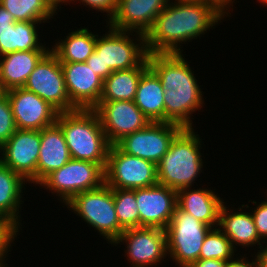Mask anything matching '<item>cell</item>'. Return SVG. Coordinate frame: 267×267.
I'll return each mask as SVG.
<instances>
[{
    "mask_svg": "<svg viewBox=\"0 0 267 267\" xmlns=\"http://www.w3.org/2000/svg\"><path fill=\"white\" fill-rule=\"evenodd\" d=\"M41 23L45 22L18 21L0 27V56L15 51L50 50L49 45L40 42L37 27Z\"/></svg>",
    "mask_w": 267,
    "mask_h": 267,
    "instance_id": "d4e9b609",
    "label": "cell"
},
{
    "mask_svg": "<svg viewBox=\"0 0 267 267\" xmlns=\"http://www.w3.org/2000/svg\"><path fill=\"white\" fill-rule=\"evenodd\" d=\"M121 242L127 244L124 252L127 261L132 263L129 267H157L168 256L165 229L157 227L126 229L113 246L120 245Z\"/></svg>",
    "mask_w": 267,
    "mask_h": 267,
    "instance_id": "8fae6325",
    "label": "cell"
},
{
    "mask_svg": "<svg viewBox=\"0 0 267 267\" xmlns=\"http://www.w3.org/2000/svg\"><path fill=\"white\" fill-rule=\"evenodd\" d=\"M258 1H259V3L261 2L260 4H262V5L263 4H265V6L267 5V0H258Z\"/></svg>",
    "mask_w": 267,
    "mask_h": 267,
    "instance_id": "ee69618b",
    "label": "cell"
},
{
    "mask_svg": "<svg viewBox=\"0 0 267 267\" xmlns=\"http://www.w3.org/2000/svg\"><path fill=\"white\" fill-rule=\"evenodd\" d=\"M40 138L37 185L52 171L60 169L71 159L63 131L57 123L40 130Z\"/></svg>",
    "mask_w": 267,
    "mask_h": 267,
    "instance_id": "44dd1931",
    "label": "cell"
},
{
    "mask_svg": "<svg viewBox=\"0 0 267 267\" xmlns=\"http://www.w3.org/2000/svg\"><path fill=\"white\" fill-rule=\"evenodd\" d=\"M267 200V199H266ZM256 202L253 200L252 204H256L254 210L250 209L254 224L256 226L257 234L259 238L263 240V243H267V201Z\"/></svg>",
    "mask_w": 267,
    "mask_h": 267,
    "instance_id": "836d02e7",
    "label": "cell"
},
{
    "mask_svg": "<svg viewBox=\"0 0 267 267\" xmlns=\"http://www.w3.org/2000/svg\"><path fill=\"white\" fill-rule=\"evenodd\" d=\"M27 181L0 161V216L10 219L20 229L23 190ZM24 188V189H23ZM20 208V211H19Z\"/></svg>",
    "mask_w": 267,
    "mask_h": 267,
    "instance_id": "4316f807",
    "label": "cell"
},
{
    "mask_svg": "<svg viewBox=\"0 0 267 267\" xmlns=\"http://www.w3.org/2000/svg\"><path fill=\"white\" fill-rule=\"evenodd\" d=\"M193 128H183L157 164L158 184L173 190L193 187L203 171V144ZM193 184V186H192Z\"/></svg>",
    "mask_w": 267,
    "mask_h": 267,
    "instance_id": "3957f363",
    "label": "cell"
},
{
    "mask_svg": "<svg viewBox=\"0 0 267 267\" xmlns=\"http://www.w3.org/2000/svg\"><path fill=\"white\" fill-rule=\"evenodd\" d=\"M16 130L12 108L5 94L0 98V147L9 140Z\"/></svg>",
    "mask_w": 267,
    "mask_h": 267,
    "instance_id": "d6a6232c",
    "label": "cell"
},
{
    "mask_svg": "<svg viewBox=\"0 0 267 267\" xmlns=\"http://www.w3.org/2000/svg\"><path fill=\"white\" fill-rule=\"evenodd\" d=\"M78 2L79 4L82 3L88 8H92V10L100 11L102 13L106 12L107 19L110 20L112 15L115 12L117 0H65L64 5H70L71 2ZM68 3V4H67Z\"/></svg>",
    "mask_w": 267,
    "mask_h": 267,
    "instance_id": "e575fe53",
    "label": "cell"
},
{
    "mask_svg": "<svg viewBox=\"0 0 267 267\" xmlns=\"http://www.w3.org/2000/svg\"><path fill=\"white\" fill-rule=\"evenodd\" d=\"M134 102L150 122H165L164 88L150 68L141 75Z\"/></svg>",
    "mask_w": 267,
    "mask_h": 267,
    "instance_id": "cb8c5ba5",
    "label": "cell"
},
{
    "mask_svg": "<svg viewBox=\"0 0 267 267\" xmlns=\"http://www.w3.org/2000/svg\"><path fill=\"white\" fill-rule=\"evenodd\" d=\"M234 257L235 256H233L230 260L227 261L225 267H258V261L256 255L255 257H253L254 259H252V262L248 261L249 259H246L248 257H246L245 255L242 256L240 254V256L237 257V259L236 257L235 258Z\"/></svg>",
    "mask_w": 267,
    "mask_h": 267,
    "instance_id": "d590c367",
    "label": "cell"
},
{
    "mask_svg": "<svg viewBox=\"0 0 267 267\" xmlns=\"http://www.w3.org/2000/svg\"><path fill=\"white\" fill-rule=\"evenodd\" d=\"M16 21L11 13H9L1 4H0V27L9 26L14 24Z\"/></svg>",
    "mask_w": 267,
    "mask_h": 267,
    "instance_id": "74e56055",
    "label": "cell"
},
{
    "mask_svg": "<svg viewBox=\"0 0 267 267\" xmlns=\"http://www.w3.org/2000/svg\"><path fill=\"white\" fill-rule=\"evenodd\" d=\"M20 228L10 219L0 216V266L5 265L7 253L11 251Z\"/></svg>",
    "mask_w": 267,
    "mask_h": 267,
    "instance_id": "1f68e13d",
    "label": "cell"
},
{
    "mask_svg": "<svg viewBox=\"0 0 267 267\" xmlns=\"http://www.w3.org/2000/svg\"><path fill=\"white\" fill-rule=\"evenodd\" d=\"M93 110L99 116L101 126L111 145H115L124 136L141 130L150 123L134 101L99 102Z\"/></svg>",
    "mask_w": 267,
    "mask_h": 267,
    "instance_id": "4fadbf2b",
    "label": "cell"
},
{
    "mask_svg": "<svg viewBox=\"0 0 267 267\" xmlns=\"http://www.w3.org/2000/svg\"><path fill=\"white\" fill-rule=\"evenodd\" d=\"M104 182L105 171L99 164L71 158L60 169L47 175L39 185L66 205L78 193L96 189Z\"/></svg>",
    "mask_w": 267,
    "mask_h": 267,
    "instance_id": "52a82bcc",
    "label": "cell"
},
{
    "mask_svg": "<svg viewBox=\"0 0 267 267\" xmlns=\"http://www.w3.org/2000/svg\"><path fill=\"white\" fill-rule=\"evenodd\" d=\"M223 203L220 195L211 189L188 187L177 191V206L212 228L218 227Z\"/></svg>",
    "mask_w": 267,
    "mask_h": 267,
    "instance_id": "ffe728a7",
    "label": "cell"
},
{
    "mask_svg": "<svg viewBox=\"0 0 267 267\" xmlns=\"http://www.w3.org/2000/svg\"><path fill=\"white\" fill-rule=\"evenodd\" d=\"M182 53L148 54V66L158 76L162 87L171 91L200 88L194 71Z\"/></svg>",
    "mask_w": 267,
    "mask_h": 267,
    "instance_id": "ac0fdd59",
    "label": "cell"
},
{
    "mask_svg": "<svg viewBox=\"0 0 267 267\" xmlns=\"http://www.w3.org/2000/svg\"><path fill=\"white\" fill-rule=\"evenodd\" d=\"M229 238L218 228H212L202 244L199 259L228 261L236 253Z\"/></svg>",
    "mask_w": 267,
    "mask_h": 267,
    "instance_id": "4dcf8cb0",
    "label": "cell"
},
{
    "mask_svg": "<svg viewBox=\"0 0 267 267\" xmlns=\"http://www.w3.org/2000/svg\"><path fill=\"white\" fill-rule=\"evenodd\" d=\"M201 88L164 89L165 122L193 128L192 114L204 106Z\"/></svg>",
    "mask_w": 267,
    "mask_h": 267,
    "instance_id": "603a6c76",
    "label": "cell"
},
{
    "mask_svg": "<svg viewBox=\"0 0 267 267\" xmlns=\"http://www.w3.org/2000/svg\"><path fill=\"white\" fill-rule=\"evenodd\" d=\"M105 183L113 189L147 188L158 184L157 165L111 145L105 167Z\"/></svg>",
    "mask_w": 267,
    "mask_h": 267,
    "instance_id": "ba28073f",
    "label": "cell"
},
{
    "mask_svg": "<svg viewBox=\"0 0 267 267\" xmlns=\"http://www.w3.org/2000/svg\"><path fill=\"white\" fill-rule=\"evenodd\" d=\"M23 88L37 94L59 112L77 110L70 102L61 62L51 51L39 61Z\"/></svg>",
    "mask_w": 267,
    "mask_h": 267,
    "instance_id": "9c48e42d",
    "label": "cell"
},
{
    "mask_svg": "<svg viewBox=\"0 0 267 267\" xmlns=\"http://www.w3.org/2000/svg\"><path fill=\"white\" fill-rule=\"evenodd\" d=\"M226 261L217 259H199L193 262L189 267H225Z\"/></svg>",
    "mask_w": 267,
    "mask_h": 267,
    "instance_id": "8d00e7d4",
    "label": "cell"
},
{
    "mask_svg": "<svg viewBox=\"0 0 267 267\" xmlns=\"http://www.w3.org/2000/svg\"><path fill=\"white\" fill-rule=\"evenodd\" d=\"M113 200L120 226L124 230L140 227L135 189H113Z\"/></svg>",
    "mask_w": 267,
    "mask_h": 267,
    "instance_id": "f546056e",
    "label": "cell"
},
{
    "mask_svg": "<svg viewBox=\"0 0 267 267\" xmlns=\"http://www.w3.org/2000/svg\"><path fill=\"white\" fill-rule=\"evenodd\" d=\"M70 102L77 109H93L99 102L104 80L86 62H61Z\"/></svg>",
    "mask_w": 267,
    "mask_h": 267,
    "instance_id": "2e32d148",
    "label": "cell"
},
{
    "mask_svg": "<svg viewBox=\"0 0 267 267\" xmlns=\"http://www.w3.org/2000/svg\"><path fill=\"white\" fill-rule=\"evenodd\" d=\"M226 14L215 2L174 1L158 14L153 26L145 35V46L148 54L183 53L181 44L214 28Z\"/></svg>",
    "mask_w": 267,
    "mask_h": 267,
    "instance_id": "6da1fadb",
    "label": "cell"
},
{
    "mask_svg": "<svg viewBox=\"0 0 267 267\" xmlns=\"http://www.w3.org/2000/svg\"><path fill=\"white\" fill-rule=\"evenodd\" d=\"M176 1H190V2H193V1H204V2H213L212 0H176Z\"/></svg>",
    "mask_w": 267,
    "mask_h": 267,
    "instance_id": "7bdbcfd3",
    "label": "cell"
},
{
    "mask_svg": "<svg viewBox=\"0 0 267 267\" xmlns=\"http://www.w3.org/2000/svg\"><path fill=\"white\" fill-rule=\"evenodd\" d=\"M215 2L226 14H230V8L232 6V11H233V3H235V0H212ZM232 4V5H231Z\"/></svg>",
    "mask_w": 267,
    "mask_h": 267,
    "instance_id": "ab89813d",
    "label": "cell"
},
{
    "mask_svg": "<svg viewBox=\"0 0 267 267\" xmlns=\"http://www.w3.org/2000/svg\"><path fill=\"white\" fill-rule=\"evenodd\" d=\"M105 28L109 29L108 32L97 36L94 52L86 60V64L103 80L113 71L137 67L148 55L145 35L110 26Z\"/></svg>",
    "mask_w": 267,
    "mask_h": 267,
    "instance_id": "277c9868",
    "label": "cell"
},
{
    "mask_svg": "<svg viewBox=\"0 0 267 267\" xmlns=\"http://www.w3.org/2000/svg\"><path fill=\"white\" fill-rule=\"evenodd\" d=\"M224 204L227 203L224 202L220 209L218 228L229 238L232 247L235 250L238 246L242 248L248 247L249 249V247L252 248L253 245L256 246L257 244L259 245L258 249H260L263 246L261 243L263 241L257 234L251 211L247 212L243 209L249 208V206L247 204L241 205L238 208V212L237 210L229 209Z\"/></svg>",
    "mask_w": 267,
    "mask_h": 267,
    "instance_id": "d6986e66",
    "label": "cell"
},
{
    "mask_svg": "<svg viewBox=\"0 0 267 267\" xmlns=\"http://www.w3.org/2000/svg\"><path fill=\"white\" fill-rule=\"evenodd\" d=\"M182 129L183 127L175 123L150 122L145 128L124 136L116 145L129 155L157 165Z\"/></svg>",
    "mask_w": 267,
    "mask_h": 267,
    "instance_id": "30bf717a",
    "label": "cell"
},
{
    "mask_svg": "<svg viewBox=\"0 0 267 267\" xmlns=\"http://www.w3.org/2000/svg\"><path fill=\"white\" fill-rule=\"evenodd\" d=\"M5 94L17 129L40 131L56 123L59 111L37 94L23 87L8 90Z\"/></svg>",
    "mask_w": 267,
    "mask_h": 267,
    "instance_id": "5bb4252c",
    "label": "cell"
},
{
    "mask_svg": "<svg viewBox=\"0 0 267 267\" xmlns=\"http://www.w3.org/2000/svg\"><path fill=\"white\" fill-rule=\"evenodd\" d=\"M170 0H117L114 14L107 26L113 29L132 31L146 35L158 14Z\"/></svg>",
    "mask_w": 267,
    "mask_h": 267,
    "instance_id": "e0dca14e",
    "label": "cell"
},
{
    "mask_svg": "<svg viewBox=\"0 0 267 267\" xmlns=\"http://www.w3.org/2000/svg\"><path fill=\"white\" fill-rule=\"evenodd\" d=\"M264 247V248H263ZM258 267H267V243L256 253Z\"/></svg>",
    "mask_w": 267,
    "mask_h": 267,
    "instance_id": "f35d334b",
    "label": "cell"
},
{
    "mask_svg": "<svg viewBox=\"0 0 267 267\" xmlns=\"http://www.w3.org/2000/svg\"><path fill=\"white\" fill-rule=\"evenodd\" d=\"M211 229L212 227L176 206L165 229L167 255L175 262V266L189 267L199 260L202 244Z\"/></svg>",
    "mask_w": 267,
    "mask_h": 267,
    "instance_id": "8992f818",
    "label": "cell"
},
{
    "mask_svg": "<svg viewBox=\"0 0 267 267\" xmlns=\"http://www.w3.org/2000/svg\"><path fill=\"white\" fill-rule=\"evenodd\" d=\"M40 145V131L17 129L0 147V161L29 184L36 185Z\"/></svg>",
    "mask_w": 267,
    "mask_h": 267,
    "instance_id": "7c38bea8",
    "label": "cell"
},
{
    "mask_svg": "<svg viewBox=\"0 0 267 267\" xmlns=\"http://www.w3.org/2000/svg\"><path fill=\"white\" fill-rule=\"evenodd\" d=\"M97 34L90 32L87 27L73 29L64 40L60 39L50 48V51L60 62H86L94 52Z\"/></svg>",
    "mask_w": 267,
    "mask_h": 267,
    "instance_id": "83f0119b",
    "label": "cell"
},
{
    "mask_svg": "<svg viewBox=\"0 0 267 267\" xmlns=\"http://www.w3.org/2000/svg\"><path fill=\"white\" fill-rule=\"evenodd\" d=\"M135 198L140 214V227L167 228L177 206L176 190L156 184L135 189Z\"/></svg>",
    "mask_w": 267,
    "mask_h": 267,
    "instance_id": "9a60e30c",
    "label": "cell"
},
{
    "mask_svg": "<svg viewBox=\"0 0 267 267\" xmlns=\"http://www.w3.org/2000/svg\"><path fill=\"white\" fill-rule=\"evenodd\" d=\"M0 267H9L8 263L5 265H1Z\"/></svg>",
    "mask_w": 267,
    "mask_h": 267,
    "instance_id": "f6af8a7d",
    "label": "cell"
},
{
    "mask_svg": "<svg viewBox=\"0 0 267 267\" xmlns=\"http://www.w3.org/2000/svg\"><path fill=\"white\" fill-rule=\"evenodd\" d=\"M56 10L60 9V5L64 3L65 0H47ZM59 7V8H58Z\"/></svg>",
    "mask_w": 267,
    "mask_h": 267,
    "instance_id": "60d3db41",
    "label": "cell"
},
{
    "mask_svg": "<svg viewBox=\"0 0 267 267\" xmlns=\"http://www.w3.org/2000/svg\"><path fill=\"white\" fill-rule=\"evenodd\" d=\"M0 4L16 22H46L58 13L47 0H0Z\"/></svg>",
    "mask_w": 267,
    "mask_h": 267,
    "instance_id": "f1b7e54d",
    "label": "cell"
},
{
    "mask_svg": "<svg viewBox=\"0 0 267 267\" xmlns=\"http://www.w3.org/2000/svg\"><path fill=\"white\" fill-rule=\"evenodd\" d=\"M56 123L63 131L72 159L97 163L105 170L111 144L93 109L59 112Z\"/></svg>",
    "mask_w": 267,
    "mask_h": 267,
    "instance_id": "7a4b0ae2",
    "label": "cell"
},
{
    "mask_svg": "<svg viewBox=\"0 0 267 267\" xmlns=\"http://www.w3.org/2000/svg\"><path fill=\"white\" fill-rule=\"evenodd\" d=\"M49 51H15L0 56V80L4 90L22 88L36 65Z\"/></svg>",
    "mask_w": 267,
    "mask_h": 267,
    "instance_id": "7402d4cb",
    "label": "cell"
},
{
    "mask_svg": "<svg viewBox=\"0 0 267 267\" xmlns=\"http://www.w3.org/2000/svg\"><path fill=\"white\" fill-rule=\"evenodd\" d=\"M6 91L4 90V88L2 87V84H1V80H0V98L5 95Z\"/></svg>",
    "mask_w": 267,
    "mask_h": 267,
    "instance_id": "b9f144b4",
    "label": "cell"
},
{
    "mask_svg": "<svg viewBox=\"0 0 267 267\" xmlns=\"http://www.w3.org/2000/svg\"><path fill=\"white\" fill-rule=\"evenodd\" d=\"M66 207L98 231L111 245L124 231L117 219L113 188L105 182L96 189L78 193Z\"/></svg>",
    "mask_w": 267,
    "mask_h": 267,
    "instance_id": "5b68a950",
    "label": "cell"
},
{
    "mask_svg": "<svg viewBox=\"0 0 267 267\" xmlns=\"http://www.w3.org/2000/svg\"><path fill=\"white\" fill-rule=\"evenodd\" d=\"M148 68L146 57L137 67L113 71L104 79L100 102L134 101L138 82Z\"/></svg>",
    "mask_w": 267,
    "mask_h": 267,
    "instance_id": "484cf974",
    "label": "cell"
}]
</instances>
